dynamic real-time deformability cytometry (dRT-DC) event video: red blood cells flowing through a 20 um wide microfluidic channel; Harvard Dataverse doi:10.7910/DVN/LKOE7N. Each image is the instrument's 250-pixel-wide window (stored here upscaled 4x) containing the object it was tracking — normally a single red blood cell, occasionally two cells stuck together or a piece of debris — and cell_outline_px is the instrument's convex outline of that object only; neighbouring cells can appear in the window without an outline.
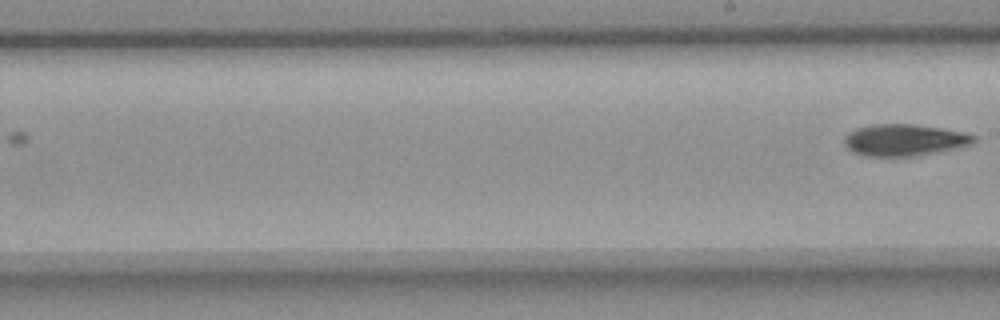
{"species": "common noctule bat (a hibernating species)", "species_latin": "Nyctalus noctula", "temperature_condition": "room temperature", "stored_images_in_passage": 11, "segment_of_instrument_passage": [2, 2], "camera_frame_rate_fps": 3000, "um_per_image_px": 0.085, "animal": {"sex": "female", "body_mass_g": 18.4}, "frame": {"image": 1, "passage_image": 11, "time_ms": 12.333, "image_size_px": [1000, 320], "cell_outline_px": [[976, 140], [972, 144], [912, 156], [864, 156], [848, 148], [844, 144], [844, 136], [848, 132], [856, 128], [872, 124], [912, 124], [940, 128], [964, 132], [976, 136]], "centroid_in_image_um": [76.82, 11.88], "position_along_channel_um": 212.2, "area_um2": 23.58}}